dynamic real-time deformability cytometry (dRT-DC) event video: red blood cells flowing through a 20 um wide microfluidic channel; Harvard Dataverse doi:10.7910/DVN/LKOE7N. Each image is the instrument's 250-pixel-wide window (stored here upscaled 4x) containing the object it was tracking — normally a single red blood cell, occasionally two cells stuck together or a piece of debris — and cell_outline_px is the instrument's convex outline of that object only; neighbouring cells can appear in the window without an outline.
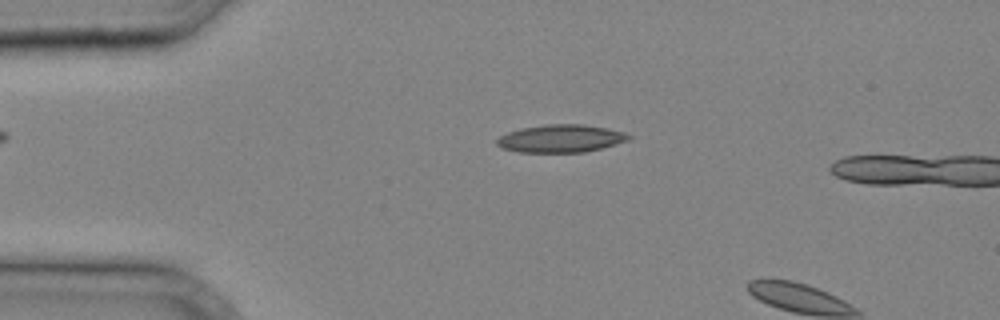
{"species": "common noctule bat (a hibernating species)", "species_latin": "Nyctalus noctula", "temperature_condition": "cold", "stored_images_in_passage": 5, "camera_frame_rate_fps": 3000, "um_per_image_px": 0.085, "animal": {"sex": "male", "body_mass_g": 20.4}, "frame": {"image": 1, "passage_image": 4, "time_ms": 1.0, "image_size_px": [1000, 320], "cell_outline_px": [[632, 136], [628, 140], [600, 148], [584, 152], [520, 152], [504, 148], [496, 144], [496, 140], [500, 136], [508, 132], [520, 128], [548, 124], [584, 124], [608, 128], [624, 132]], "centroid_in_image_um": [47.67, 11.76], "position_along_channel_um": 37.3, "area_um2": 21.15}}